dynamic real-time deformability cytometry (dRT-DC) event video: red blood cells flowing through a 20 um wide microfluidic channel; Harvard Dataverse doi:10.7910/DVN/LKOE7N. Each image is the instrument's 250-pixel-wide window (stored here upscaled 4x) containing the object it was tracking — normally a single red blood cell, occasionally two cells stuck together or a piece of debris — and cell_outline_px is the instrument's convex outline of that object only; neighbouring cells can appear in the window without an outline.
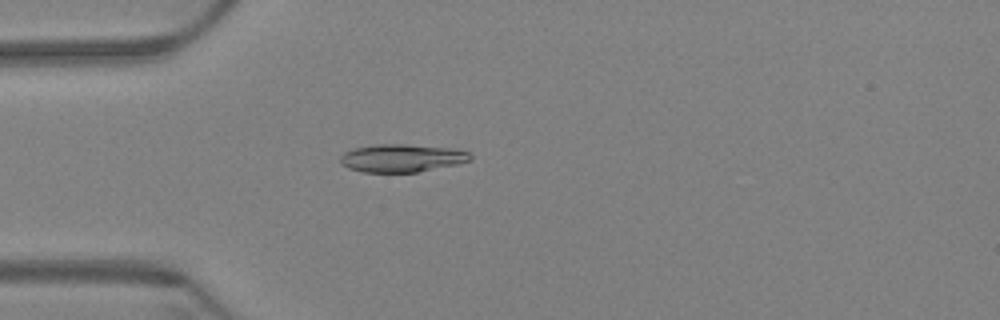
{"species": "Egyptian fruit bat (a non-hibernating species)", "species_latin": "Rousettus aegyptiacus", "temperature_condition": "warm", "stored_images_in_passage": 62, "camera_frame_rate_fps": 3000, "um_per_image_px": 0.085, "animal": {"sex": "female"}, "frame": {"image": 1, "passage_image": 18, "time_ms": 5.667, "image_size_px": [1000, 320], "cell_outline_px": [[472, 160], [456, 164], [416, 172], [364, 172], [348, 168], [340, 164], [340, 156], [344, 152], [356, 148], [376, 144], [404, 144], [448, 148], [468, 152], [472, 156]], "centroid_in_image_um": [34.11, 13.44], "position_along_channel_um": 50.9, "area_um2": 20.92}}
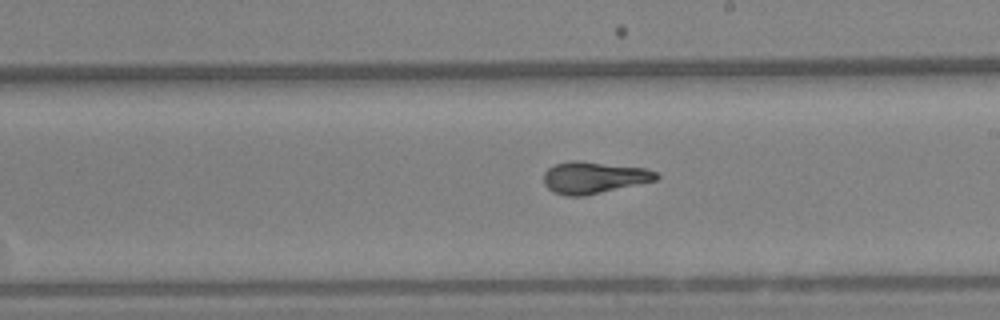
{"frame": {"image": 2, "passage_image": 36, "time_ms": 11.667, "image_size_px": [1000, 320], "cell_outline_px": [[660, 176], [656, 180], [584, 196], [564, 196], [552, 192], [544, 184], [544, 172], [548, 168], [556, 164], [572, 160], [576, 160], [648, 168], [656, 172]], "centroid_in_image_um": [50.46, 15.09], "position_along_channel_um": 238.5, "area_um2": 20.92}}
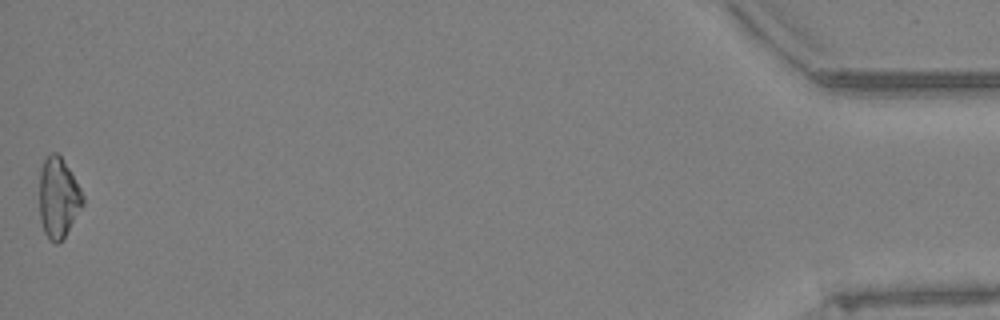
{"frame": {"image": 3, "passage_image": 62, "time_ms": 20.333, "image_size_px": [1000, 320], "cell_outline_px": [[84, 204], [64, 236], [56, 244], [48, 240], [44, 232], [40, 220], [40, 172], [44, 160], [52, 152], [56, 152], [60, 156], [68, 168], [80, 188], [84, 196]], "centroid_in_image_um": [4.95, 16.83], "position_along_channel_um": 430.2, "area_um2": 20.0}, "authors_computed_cell_mechanics": {"area_um2": 20.6924, "velocity_mm_per_s": 3.3274, "shape_relaxation_time_tau1_ms": 8.2556, "shape_relaxation_time_tau2_ms": 1.4774, "deformation_change_tau1": 0.2527, "deformation_change_tau2": 0.0841}}